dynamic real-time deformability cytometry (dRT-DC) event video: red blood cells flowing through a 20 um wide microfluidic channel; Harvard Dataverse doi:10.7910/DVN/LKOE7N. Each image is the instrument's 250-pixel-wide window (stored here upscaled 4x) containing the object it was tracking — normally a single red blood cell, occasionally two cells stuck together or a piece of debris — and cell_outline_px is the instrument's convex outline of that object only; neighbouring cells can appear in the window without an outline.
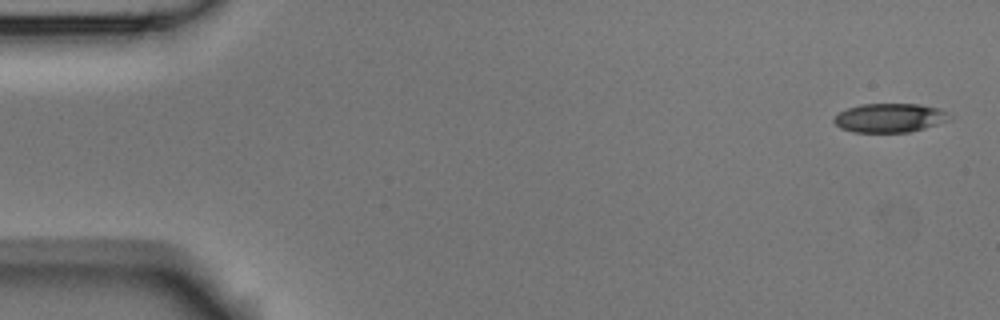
{"species": "Egyptian fruit bat (a non-hibernating species)", "species_latin": "Rousettus aegyptiacus", "temperature_condition": "room temperature", "stored_images_in_passage": 5, "camera_frame_rate_fps": 3000, "um_per_image_px": 0.085, "animal": {"sex": "male"}, "frame": {"image": 1, "passage_image": 1, "time_ms": 0.0, "image_size_px": [1000, 320], "cell_outline_px": [[948, 120], [924, 128], [908, 132], [852, 132], [840, 128], [832, 120], [840, 112], [848, 108], [860, 104], [920, 104], [940, 108], [948, 112]], "centroid_in_image_um": [75.6, 10.01], "position_along_channel_um": 9.4, "area_um2": 19.36}}
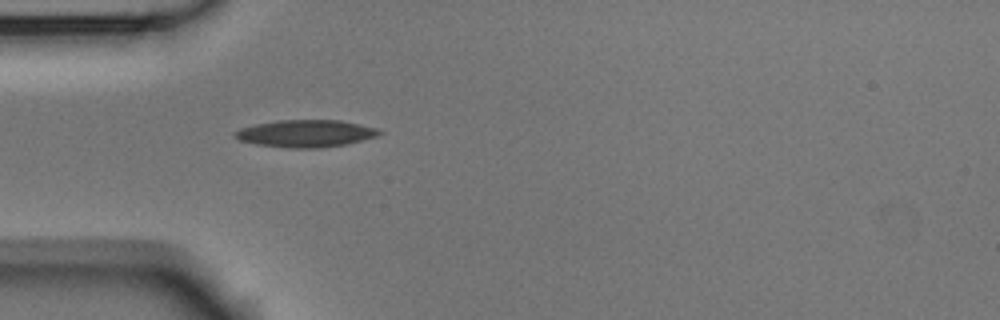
{"frame": {"image": 2, "passage_image": 5, "time_ms": 1.333, "image_size_px": [1000, 320], "cell_outline_px": [[384, 132], [376, 136], [344, 144], [320, 148], [288, 148], [256, 144], [240, 140], [232, 136], [232, 132], [240, 128], [256, 124], [276, 120], [340, 120], [376, 128]], "centroid_in_image_um": [25.92, 11.34], "position_along_channel_um": 59.1, "area_um2": 22.83}}